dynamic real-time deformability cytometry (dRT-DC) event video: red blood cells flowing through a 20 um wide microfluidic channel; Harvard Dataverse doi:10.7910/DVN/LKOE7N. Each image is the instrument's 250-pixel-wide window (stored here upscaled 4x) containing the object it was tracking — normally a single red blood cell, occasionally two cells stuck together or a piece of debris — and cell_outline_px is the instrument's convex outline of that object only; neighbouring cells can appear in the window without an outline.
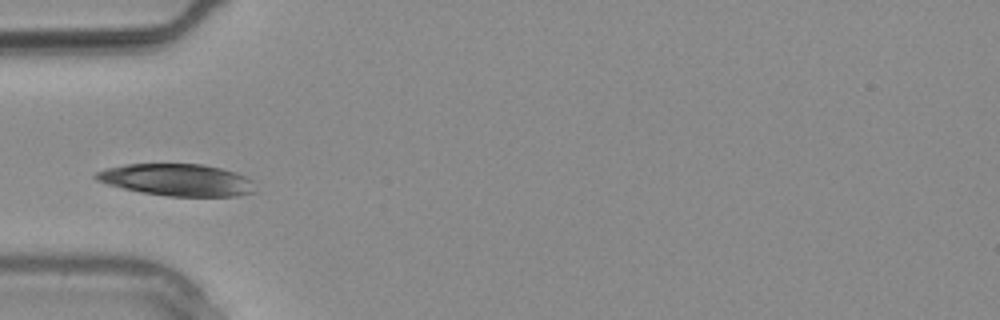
{"species": "common noctule bat (a hibernating species)", "species_latin": "Nyctalus noctula", "temperature_condition": "warm", "stored_images_in_passage": 1, "camera_frame_rate_fps": 3000, "um_per_image_px": 0.085, "animal": {"sex": "male", "body_mass_g": 20.4}, "frame": {"image": 1, "passage_image": 1, "time_ms": 0.0, "image_size_px": [1000, 320], "cell_outline_px": [[256, 192], [236, 196], [168, 196], [144, 192], [124, 188], [108, 184], [96, 180], [92, 176], [96, 172], [104, 168], [124, 164], [200, 164], [220, 168], [236, 172], [252, 180]], "centroid_in_image_um": [15.04, 15.28], "position_along_channel_um": 70.0, "area_um2": 29.59}}